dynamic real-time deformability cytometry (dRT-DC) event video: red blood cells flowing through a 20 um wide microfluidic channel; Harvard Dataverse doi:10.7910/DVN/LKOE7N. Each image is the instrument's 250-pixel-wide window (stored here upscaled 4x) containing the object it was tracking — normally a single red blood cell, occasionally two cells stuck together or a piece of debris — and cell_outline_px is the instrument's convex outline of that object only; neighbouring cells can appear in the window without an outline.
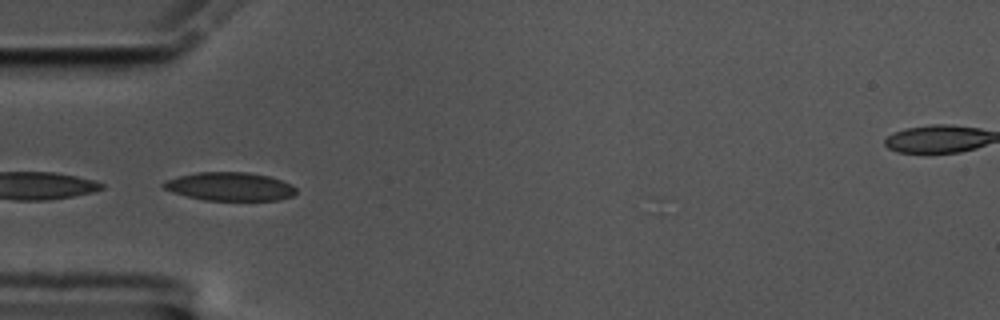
{"species": "common noctule bat (a hibernating species)", "species_latin": "Nyctalus noctula", "temperature_condition": "cold", "stored_images_in_passage": 22, "camera_frame_rate_fps": 3000, "um_per_image_px": 0.085, "animal": {"sex": "male", "body_mass_g": 17.5, "forearm_length_mm": 52.3}, "frame": {"image": 1, "passage_image": 1, "time_ms": 0.0, "image_size_px": [1000, 320], "cell_outline_px": [[296, 192], [292, 196], [280, 200], [204, 200], [172, 192], [164, 188], [160, 184], [164, 180], [196, 172], [248, 172], [268, 176], [292, 184], [296, 188]], "centroid_in_image_um": [19.53, 15.85], "position_along_channel_um": 65.5, "area_um2": 21.96}}